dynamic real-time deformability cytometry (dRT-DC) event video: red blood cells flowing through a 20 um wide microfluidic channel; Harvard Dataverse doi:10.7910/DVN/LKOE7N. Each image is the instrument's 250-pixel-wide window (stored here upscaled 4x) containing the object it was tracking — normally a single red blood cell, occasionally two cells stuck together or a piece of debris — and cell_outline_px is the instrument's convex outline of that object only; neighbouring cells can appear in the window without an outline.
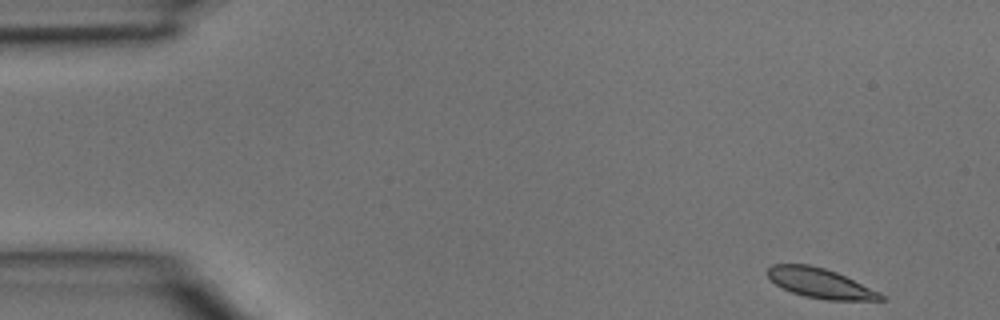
{"species": "common noctule bat (a hibernating species)", "species_latin": "Nyctalus noctula", "temperature_condition": "room temperature", "stored_images_in_passage": 3, "camera_frame_rate_fps": 3000, "um_per_image_px": 0.085, "animal": {"sex": "male", "body_mass_g": 15.6}, "frame": {"image": 1, "passage_image": 1, "time_ms": 0.0, "image_size_px": [1000, 320], "cell_outline_px": [[884, 300], [828, 300], [804, 296], [792, 292], [776, 284], [768, 276], [768, 268], [772, 264], [808, 264], [824, 268], [836, 272], [880, 292], [884, 296]], "centroid_in_image_um": [69.73, 24.07], "position_along_channel_um": 15.3, "area_um2": 19.36}}